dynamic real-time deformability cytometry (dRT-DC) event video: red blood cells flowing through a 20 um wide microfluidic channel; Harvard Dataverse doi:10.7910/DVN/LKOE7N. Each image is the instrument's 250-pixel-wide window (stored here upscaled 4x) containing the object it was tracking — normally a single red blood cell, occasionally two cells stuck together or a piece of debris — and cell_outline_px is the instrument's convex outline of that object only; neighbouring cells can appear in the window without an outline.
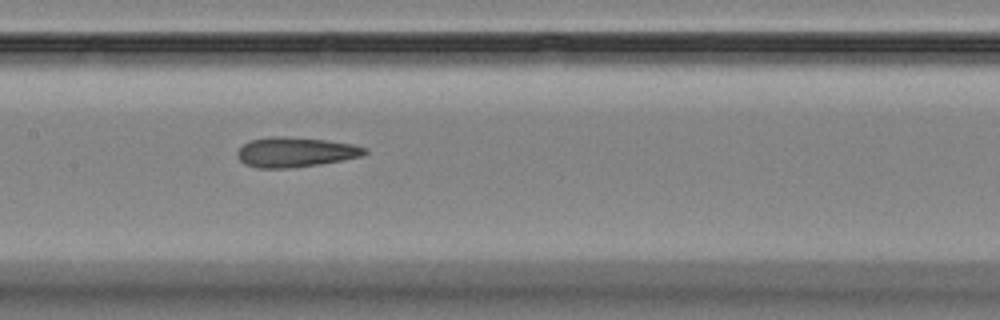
{"species": "Egyptian fruit bat (a non-hibernating species)", "species_latin": "Rousettus aegyptiacus", "temperature_condition": "room temperature", "stored_images_in_passage": 15, "camera_frame_rate_fps": 3000, "um_per_image_px": 0.085, "animal": {"sex": "female"}, "frame": {"image": 1, "passage_image": 7, "time_ms": 8.333, "image_size_px": [1000, 320], "cell_outline_px": [[368, 152], [360, 156], [320, 164], [288, 168], [256, 168], [244, 164], [236, 156], [236, 152], [244, 144], [252, 140], [272, 136], [284, 136], [324, 140], [352, 144], [368, 148]], "centroid_in_image_um": [25.07, 12.93], "position_along_channel_um": 182.3, "area_um2": 22.02}}
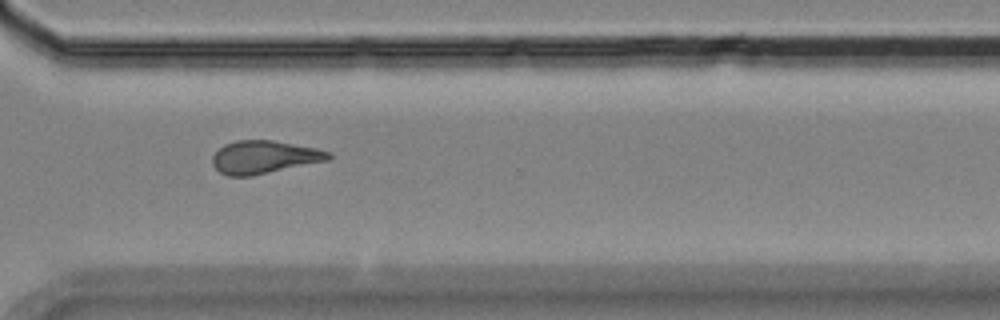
{"frame": {"image": 2, "passage_image": 11, "time_ms": 13.0, "image_size_px": [1000, 320], "cell_outline_px": [[332, 156], [328, 160], [252, 176], [228, 176], [220, 172], [212, 164], [212, 156], [224, 144], [236, 140], [272, 140], [316, 148], [332, 152]], "centroid_in_image_um": [22.45, 13.35], "position_along_channel_um": 348.2, "area_um2": 22.25}}
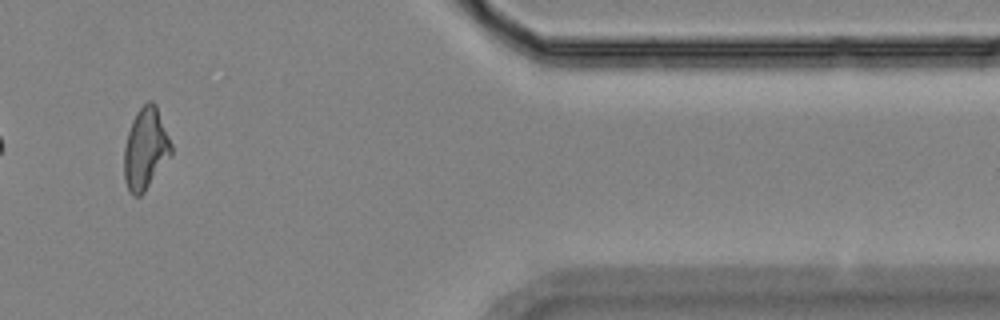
{"frame": {"image": 3, "passage_image": 13, "time_ms": 15.333, "image_size_px": [1000, 320], "cell_outline_px": [[172, 152], [144, 192], [140, 196], [132, 196], [128, 192], [124, 180], [124, 148], [128, 132], [132, 120], [136, 112], [148, 100], [152, 100], [156, 104], [172, 144]], "centroid_in_image_um": [12.35, 12.64], "position_along_channel_um": 399.1, "area_um2": 22.31}, "authors_computed_cell_mechanics": {"area_um2": 22.253, "velocity_mm_per_s": 3.5485, "shape_relaxation_time_tau1_ms": null, "shape_relaxation_time_tau2_ms": 4.7488, "deformation_change_tau1": null, "deformation_change_tau2": 0.1332}}